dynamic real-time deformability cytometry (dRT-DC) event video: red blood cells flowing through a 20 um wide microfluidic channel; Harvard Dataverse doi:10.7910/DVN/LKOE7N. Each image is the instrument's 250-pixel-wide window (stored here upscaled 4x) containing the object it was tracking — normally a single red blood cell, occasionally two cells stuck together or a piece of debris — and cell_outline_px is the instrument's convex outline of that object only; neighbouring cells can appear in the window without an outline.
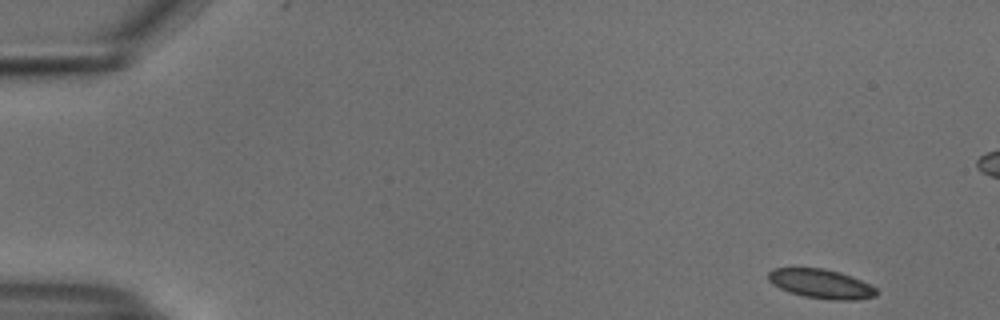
{"species": "common noctule bat (a hibernating species)", "species_latin": "Nyctalus noctula", "temperature_condition": "cold", "stored_images_in_passage": 15, "camera_frame_rate_fps": 3000, "um_per_image_px": 0.085, "animal": {"sex": "male", "body_mass_g": 18.8}, "frame": {"image": 1, "passage_image": 1, "time_ms": 0.0, "image_size_px": [1000, 320], "cell_outline_px": [[876, 296], [856, 300], [836, 300], [804, 296], [788, 292], [772, 284], [768, 280], [768, 272], [772, 268], [824, 268], [840, 272], [852, 276], [876, 288]], "centroid_in_image_um": [69.76, 24.12], "position_along_channel_um": 15.2, "area_um2": 18.38}}
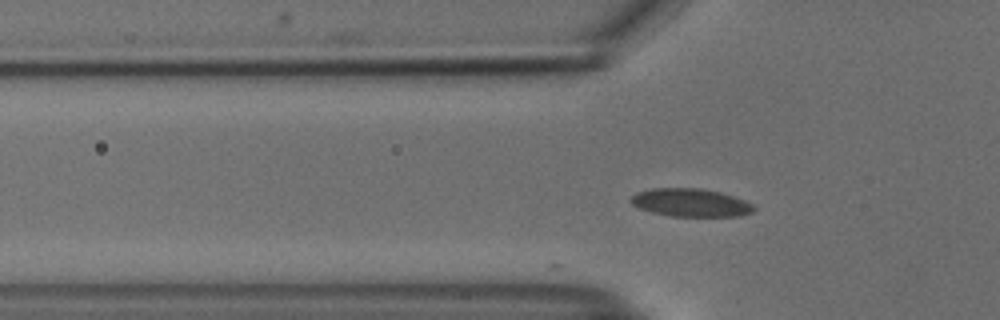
{"frame": {"image": 2, "passage_image": 15, "time_ms": 4.667, "image_size_px": [1000, 320], "cell_outline_px": [[756, 208], [752, 212], [740, 216], [672, 216], [652, 212], [640, 208], [632, 204], [628, 200], [636, 192], [652, 188], [700, 188], [720, 192], [744, 200], [752, 204]], "centroid_in_image_um": [58.69, 17.22], "position_along_channel_um": 67.1, "area_um2": 20.06}}